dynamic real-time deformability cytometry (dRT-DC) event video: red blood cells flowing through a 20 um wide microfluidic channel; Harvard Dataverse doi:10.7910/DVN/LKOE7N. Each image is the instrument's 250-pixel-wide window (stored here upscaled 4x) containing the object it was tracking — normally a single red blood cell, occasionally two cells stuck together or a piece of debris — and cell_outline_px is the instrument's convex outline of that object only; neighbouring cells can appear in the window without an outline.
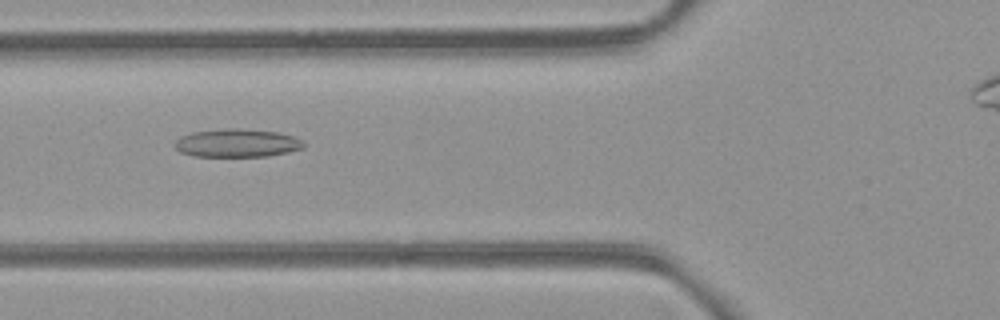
{"species": "common noctule bat (a hibernating species)", "species_latin": "Nyctalus noctula", "temperature_condition": "room temperature", "stored_images_in_passage": 9, "camera_frame_rate_fps": 3000, "um_per_image_px": 0.085, "animal": {"sex": "female", "body_mass_g": 21.9}, "frame": {"image": 1, "passage_image": 6, "time_ms": 6.667, "image_size_px": [1000, 320], "cell_outline_px": [[304, 148], [288, 152], [268, 156], [196, 156], [180, 152], [176, 148], [176, 140], [180, 136], [192, 132], [228, 128], [240, 128], [276, 132], [292, 136], [304, 140]], "centroid_in_image_um": [20.17, 12.15], "position_along_channel_um": 105.6, "area_um2": 21.1}}
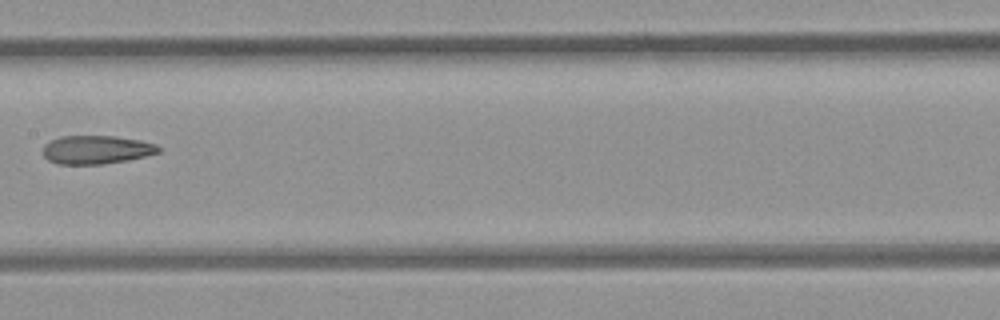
{"frame": {"image": 2, "passage_image": 8, "time_ms": 9.0, "image_size_px": [1000, 320], "cell_outline_px": [[160, 152], [128, 160], [104, 164], [56, 164], [48, 160], [44, 156], [44, 144], [60, 136], [116, 136], [140, 140], [156, 144], [160, 148]], "centroid_in_image_um": [8.19, 12.72], "position_along_channel_um": 199.2, "area_um2": 19.19}}
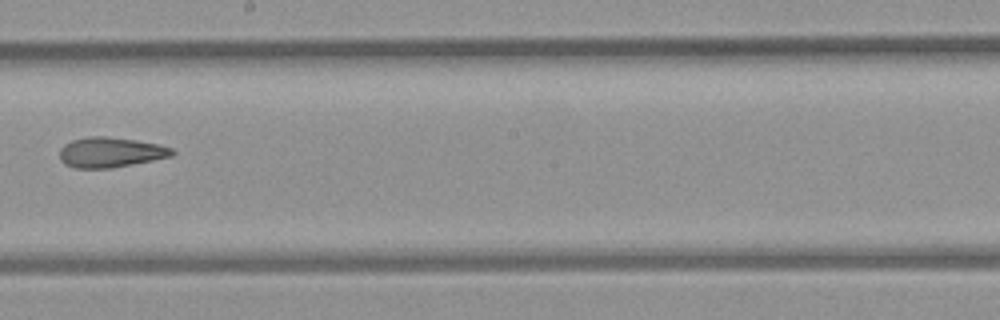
{"frame": {"image": 3, "passage_image": 9, "time_ms": 10.0, "image_size_px": [1000, 320], "cell_outline_px": [[176, 152], [172, 156], [112, 168], [76, 168], [64, 164], [60, 160], [60, 148], [64, 144], [72, 140], [88, 136], [108, 136], [136, 140], [160, 144], [172, 148]], "centroid_in_image_um": [9.39, 12.94], "position_along_channel_um": 238.8, "area_um2": 19.88}}